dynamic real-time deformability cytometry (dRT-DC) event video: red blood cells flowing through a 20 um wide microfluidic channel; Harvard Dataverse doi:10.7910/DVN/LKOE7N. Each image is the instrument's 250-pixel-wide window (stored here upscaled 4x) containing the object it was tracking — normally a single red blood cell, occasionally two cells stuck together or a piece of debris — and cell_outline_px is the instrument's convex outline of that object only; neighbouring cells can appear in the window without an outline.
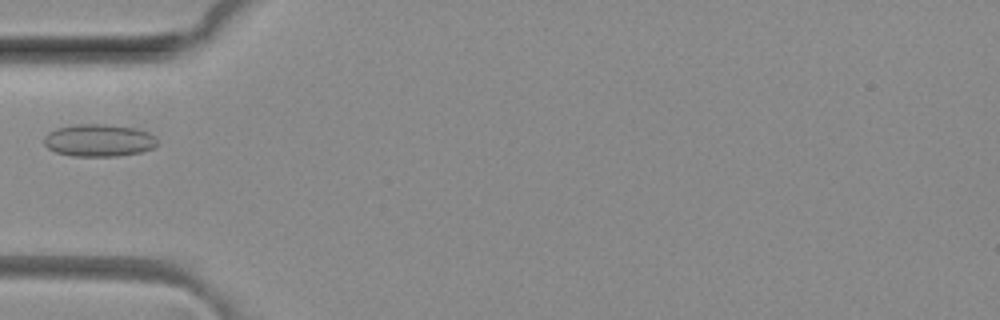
{"species": "common noctule bat (a hibernating species)", "species_latin": "Nyctalus noctula", "temperature_condition": "room temperature", "stored_images_in_passage": 6, "camera_frame_rate_fps": 3000, "um_per_image_px": 0.085, "animal": {"sex": "female", "body_mass_g": 29.2, "forearm_length_mm": 56.3}, "frame": {"image": 1, "passage_image": 4, "time_ms": 1.0, "image_size_px": [1000, 320], "cell_outline_px": [[160, 144], [152, 148], [140, 152], [116, 156], [72, 156], [56, 152], [48, 148], [44, 144], [44, 136], [48, 132], [56, 128], [76, 124], [104, 124], [136, 128], [148, 132], [156, 136]], "centroid_in_image_um": [8.42, 11.92], "position_along_channel_um": 76.6, "area_um2": 21.56}}
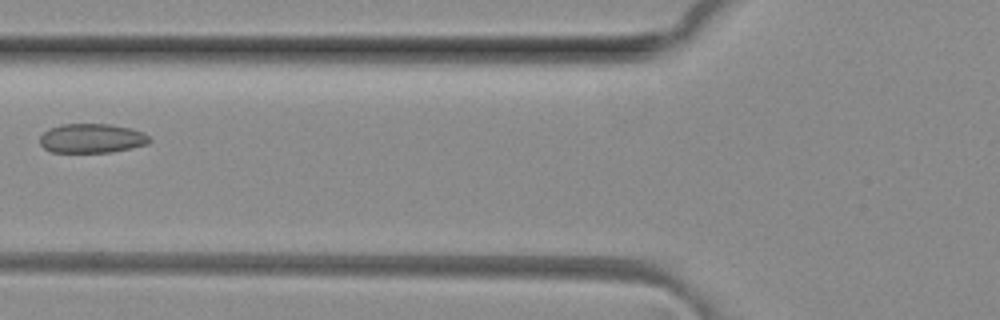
{"frame": {"image": 2, "passage_image": 5, "time_ms": 1.333, "image_size_px": [1000, 320], "cell_outline_px": [[152, 140], [148, 144], [112, 152], [52, 152], [44, 148], [40, 144], [40, 136], [48, 128], [60, 124], [112, 124], [132, 128], [144, 132]], "centroid_in_image_um": [7.81, 11.75], "position_along_channel_um": 118.0, "area_um2": 18.9}}
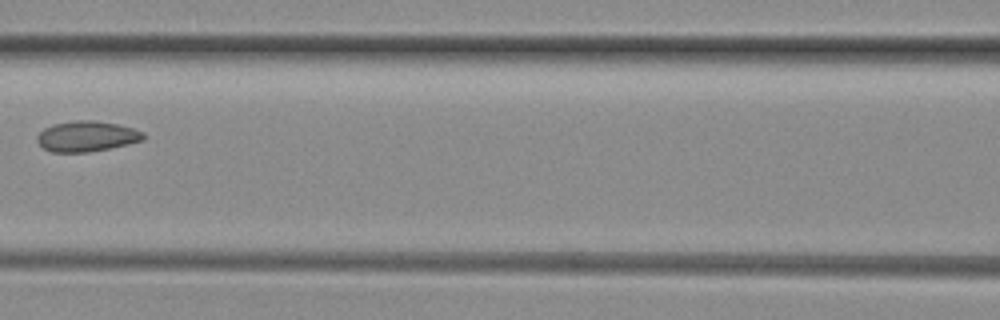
{"frame": {"image": 3, "passage_image": 6, "time_ms": 1.667, "image_size_px": [1000, 320], "cell_outline_px": [[144, 140], [128, 144], [88, 152], [52, 152], [44, 148], [36, 140], [36, 136], [44, 128], [52, 124], [76, 120], [96, 120], [116, 124], [132, 128], [144, 132]], "centroid_in_image_um": [7.35, 11.58], "position_along_channel_um": 159.2, "area_um2": 18.84}}